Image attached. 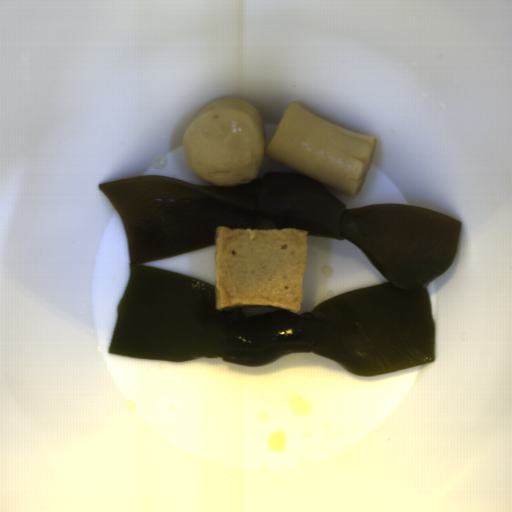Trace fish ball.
<instances>
[{
    "label": "fish ball",
    "instance_id": "obj_1",
    "mask_svg": "<svg viewBox=\"0 0 512 512\" xmlns=\"http://www.w3.org/2000/svg\"><path fill=\"white\" fill-rule=\"evenodd\" d=\"M217 311L272 306L300 311L307 255V230L216 228Z\"/></svg>",
    "mask_w": 512,
    "mask_h": 512
},
{
    "label": "fish ball",
    "instance_id": "obj_2",
    "mask_svg": "<svg viewBox=\"0 0 512 512\" xmlns=\"http://www.w3.org/2000/svg\"><path fill=\"white\" fill-rule=\"evenodd\" d=\"M267 148L260 110L225 96L204 106L183 134L181 151L191 173L215 187L256 180Z\"/></svg>",
    "mask_w": 512,
    "mask_h": 512
}]
</instances>
